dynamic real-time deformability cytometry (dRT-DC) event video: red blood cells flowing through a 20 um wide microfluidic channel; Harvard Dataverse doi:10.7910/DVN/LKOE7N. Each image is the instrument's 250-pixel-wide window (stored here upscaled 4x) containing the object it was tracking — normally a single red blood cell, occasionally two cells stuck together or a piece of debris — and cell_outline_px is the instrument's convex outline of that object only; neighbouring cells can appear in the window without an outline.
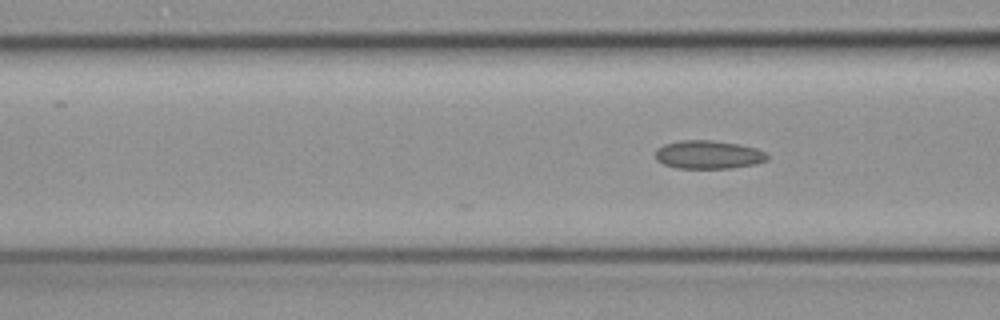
{"species": "common noctule bat (a hibernating species)", "species_latin": "Nyctalus noctula", "temperature_condition": "cold", "stored_images_in_passage": 6, "camera_frame_rate_fps": 3000, "um_per_image_px": 0.085, "animal": {"sex": "female", "body_mass_g": 19.3, "forearm_length_mm": 54.1}, "frame": {"image": 1, "passage_image": 6, "time_ms": 1.667, "image_size_px": [1000, 320], "cell_outline_px": [[768, 160], [756, 164], [732, 168], [676, 168], [664, 164], [656, 160], [656, 148], [664, 144], [680, 140], [712, 140], [740, 144], [756, 148], [764, 152], [768, 156]], "centroid_in_image_um": [60.21, 13.14], "position_along_channel_um": 106.4, "area_um2": 18.61}}